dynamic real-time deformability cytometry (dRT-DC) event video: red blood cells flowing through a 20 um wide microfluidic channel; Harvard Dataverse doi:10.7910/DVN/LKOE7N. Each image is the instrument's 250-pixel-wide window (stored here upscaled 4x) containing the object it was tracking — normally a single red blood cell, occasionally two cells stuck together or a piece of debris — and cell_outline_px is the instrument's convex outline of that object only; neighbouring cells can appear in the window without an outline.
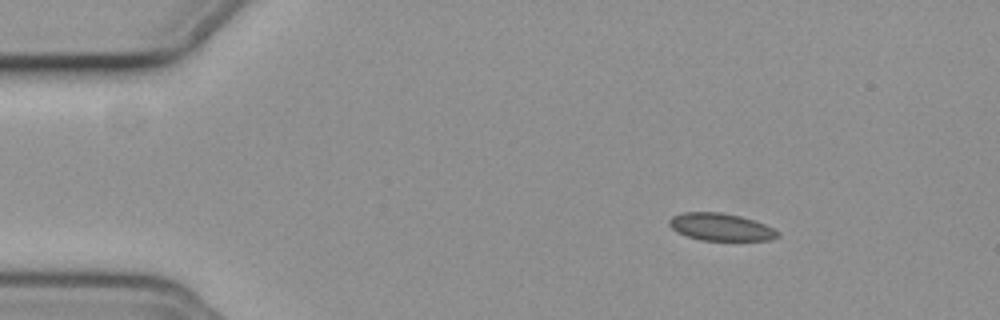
{"species": "common noctule bat (a hibernating species)", "species_latin": "Nyctalus noctula", "temperature_condition": "cold", "stored_images_in_passage": 3, "camera_frame_rate_fps": 3000, "um_per_image_px": 0.085, "animal": {"sex": "female", "body_mass_g": 19.3, "forearm_length_mm": 54.1}, "frame": {"image": 1, "passage_image": 1, "time_ms": 0.0, "image_size_px": [1000, 320], "cell_outline_px": [[780, 236], [768, 240], [700, 240], [676, 232], [668, 224], [668, 220], [672, 216], [684, 212], [720, 212], [740, 216], [764, 224], [780, 232]], "centroid_in_image_um": [61.24, 19.29], "position_along_channel_um": 23.8, "area_um2": 17.22}}